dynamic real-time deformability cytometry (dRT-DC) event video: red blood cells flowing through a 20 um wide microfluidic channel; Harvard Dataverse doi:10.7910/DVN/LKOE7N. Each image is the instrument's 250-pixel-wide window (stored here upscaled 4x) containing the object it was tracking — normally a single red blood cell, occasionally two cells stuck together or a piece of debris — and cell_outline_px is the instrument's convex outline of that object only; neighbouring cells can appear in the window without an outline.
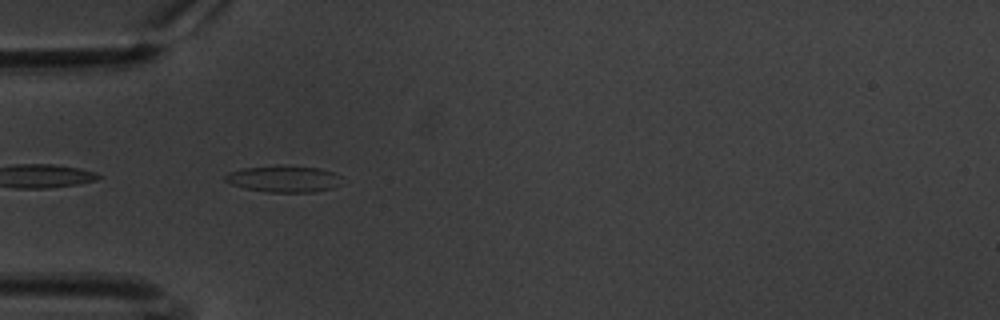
{"species": "common noctule bat (a hibernating species)", "species_latin": "Nyctalus noctula", "temperature_condition": "warm", "stored_images_in_passage": 7, "camera_frame_rate_fps": 3000, "um_per_image_px": 0.085, "animal": {"sex": "male", "body_mass_g": 20.1, "forearm_length_mm": 53.5}, "frame": {"image": 1, "passage_image": 2, "time_ms": 0.333, "image_size_px": [1000, 320], "cell_outline_px": [[340, 184], [332, 188], [312, 192], [268, 192], [244, 188], [232, 184], [224, 180], [224, 176], [228, 172], [240, 168], [276, 164], [284, 164], [320, 168], [332, 172], [340, 176]], "centroid_in_image_um": [24.07, 15.17], "position_along_channel_um": 60.9, "area_um2": 18.44}}